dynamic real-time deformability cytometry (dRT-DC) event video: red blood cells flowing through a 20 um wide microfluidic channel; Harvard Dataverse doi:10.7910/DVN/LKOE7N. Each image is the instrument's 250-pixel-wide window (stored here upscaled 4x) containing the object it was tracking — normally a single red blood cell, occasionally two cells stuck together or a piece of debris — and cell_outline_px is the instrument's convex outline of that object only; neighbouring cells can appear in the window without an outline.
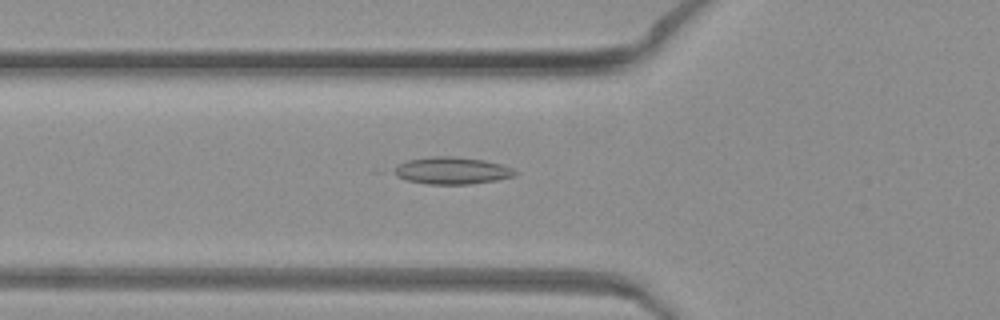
{"species": "common noctule bat (a hibernating species)", "species_latin": "Nyctalus noctula", "temperature_condition": "warm", "stored_images_in_passage": 40, "camera_frame_rate_fps": 3000, "um_per_image_px": 0.085, "animal": {"sex": "female", "body_mass_g": 19.3, "forearm_length_mm": 54.1}, "frame": {"image": 1, "passage_image": 9, "time_ms": 2.667, "image_size_px": [1000, 320], "cell_outline_px": [[520, 172], [516, 176], [496, 180], [472, 184], [428, 184], [408, 180], [396, 176], [388, 172], [388, 168], [396, 164], [408, 160], [432, 156], [456, 156], [484, 160], [504, 164]], "centroid_in_image_um": [38.37, 14.49], "position_along_channel_um": 87.4, "area_um2": 19.71}}
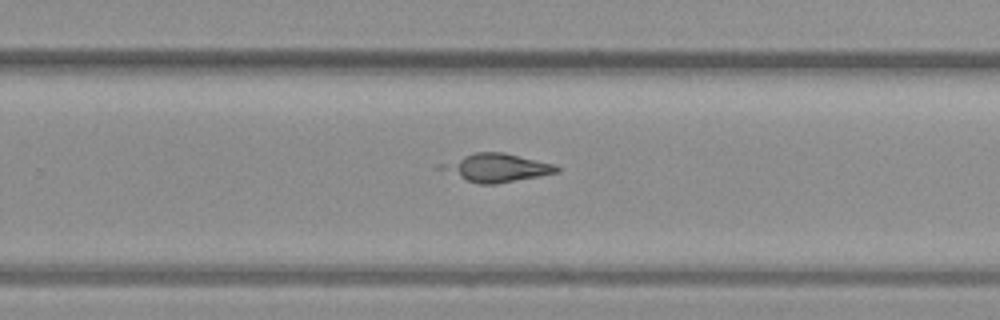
{"frame": {"image": 2, "passage_image": 23, "time_ms": 7.333, "image_size_px": [1000, 320], "cell_outline_px": [[560, 172], [540, 176], [496, 184], [476, 184], [460, 176], [452, 168], [452, 164], [464, 156], [476, 152], [504, 152], [556, 164], [560, 168]], "centroid_in_image_um": [42.58, 14.26], "position_along_channel_um": 287.2, "area_um2": 17.57}}
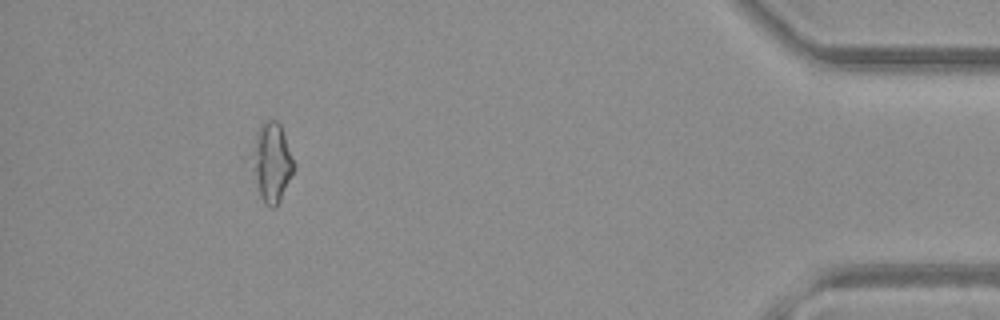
{"frame": {"image": 3, "passage_image": 36, "time_ms": 11.667, "image_size_px": [1000, 320], "cell_outline_px": [[296, 168], [276, 208], [272, 208], [264, 204], [260, 196], [256, 184], [252, 168], [252, 152], [256, 132], [268, 120], [276, 120], [280, 124], [296, 164]], "centroid_in_image_um": [23.12, 13.85], "position_along_channel_um": 412.1, "area_um2": 19.31}}